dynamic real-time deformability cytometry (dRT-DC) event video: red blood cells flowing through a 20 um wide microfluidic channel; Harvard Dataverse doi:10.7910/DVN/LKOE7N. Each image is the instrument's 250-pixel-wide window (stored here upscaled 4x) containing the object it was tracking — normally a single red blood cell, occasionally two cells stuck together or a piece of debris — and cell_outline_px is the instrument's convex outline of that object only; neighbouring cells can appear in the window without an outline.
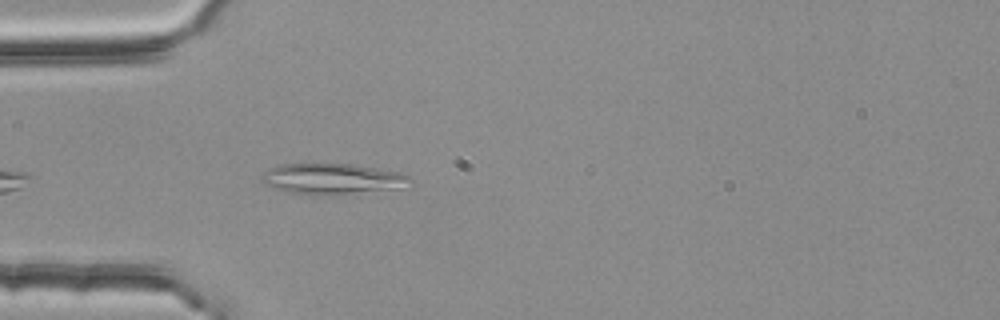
{"species": "common noctule bat (a hibernating species)", "species_latin": "Nyctalus noctula", "temperature_condition": "room temperature", "stored_images_in_passage": 16, "camera_frame_rate_fps": 3000, "um_per_image_px": 0.085, "animal": {"sex": "female", "body_mass_g": 25.1}, "frame": {"image": 1, "passage_image": 3, "time_ms": 0.667, "image_size_px": [1000, 320], "cell_outline_px": [[412, 180], [396, 188], [316, 196], [312, 196], [288, 192], [264, 184], [260, 180], [260, 176], [268, 168], [280, 164], [352, 164], [400, 172], [412, 176]], "centroid_in_image_um": [28.16, 15.19], "position_along_channel_um": 56.8, "area_um2": 26.41}}
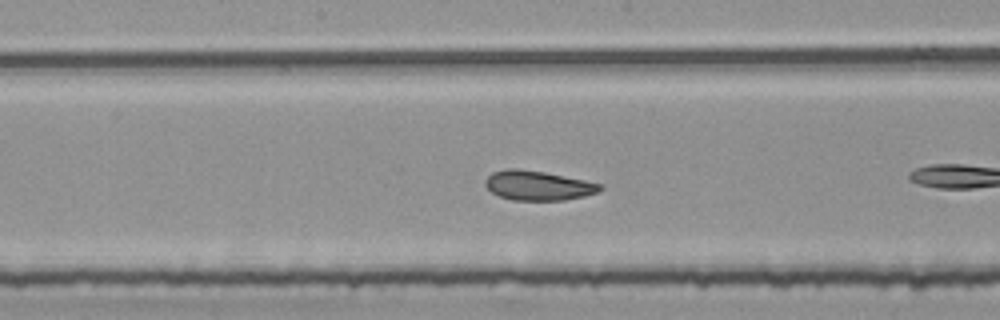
{"frame": {"image": 2, "passage_image": 12, "time_ms": 3.667, "image_size_px": [1000, 320], "cell_outline_px": [[604, 188], [600, 192], [584, 196], [564, 200], [512, 200], [500, 196], [492, 192], [484, 184], [484, 180], [492, 172], [508, 168], [516, 168], [544, 172], [604, 184]], "centroid_in_image_um": [45.76, 15.77], "position_along_channel_um": 202.4, "area_um2": 19.83}}